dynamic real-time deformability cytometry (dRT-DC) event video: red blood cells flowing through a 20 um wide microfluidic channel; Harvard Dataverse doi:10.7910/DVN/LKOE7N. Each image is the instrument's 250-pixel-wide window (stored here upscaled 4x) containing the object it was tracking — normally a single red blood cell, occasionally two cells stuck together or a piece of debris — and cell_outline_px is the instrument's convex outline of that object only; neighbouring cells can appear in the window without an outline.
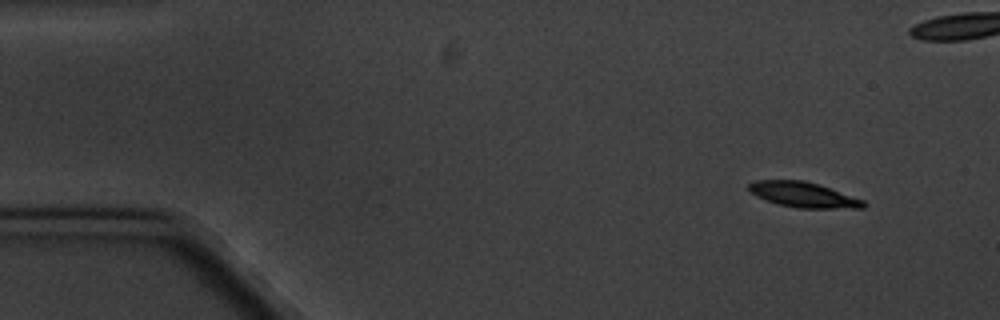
{"species": "common noctule bat (a hibernating species)", "species_latin": "Nyctalus noctula", "temperature_condition": "cold", "stored_images_in_passage": 6, "camera_frame_rate_fps": 3000, "um_per_image_px": 0.085, "animal": {"sex": "male", "body_mass_g": 20.1, "forearm_length_mm": 53.5}, "frame": {"image": 1, "passage_image": 1, "time_ms": 0.0, "image_size_px": [1000, 320], "cell_outline_px": [[868, 204], [864, 208], [800, 208], [776, 204], [756, 196], [748, 188], [748, 184], [756, 180], [804, 180], [820, 184], [864, 200]], "centroid_in_image_um": [68.32, 16.55], "position_along_channel_um": 16.7, "area_um2": 16.99}}